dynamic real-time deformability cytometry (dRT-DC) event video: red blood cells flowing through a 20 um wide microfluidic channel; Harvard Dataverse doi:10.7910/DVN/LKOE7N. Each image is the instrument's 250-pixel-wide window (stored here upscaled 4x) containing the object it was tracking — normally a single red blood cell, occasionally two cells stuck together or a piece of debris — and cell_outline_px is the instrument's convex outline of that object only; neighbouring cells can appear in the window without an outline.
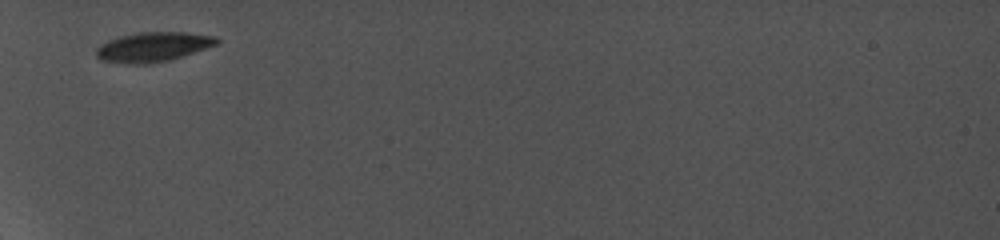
{"species": "common noctule bat (a hibernating species)", "species_latin": "Nyctalus noctula", "temperature_condition": "cold", "stored_images_in_passage": 19, "camera_frame_rate_fps": 5000, "um_per_image_px": 0.085, "animal": {"sex": "female", "body_mass_g": 19.0, "forearm_length_mm": 56.7}, "frame": {"image": 1, "passage_image": 1, "time_ms": 0.0, "image_size_px": [1000, 240], "cell_outline_px": [[220, 40], [216, 44], [184, 56], [168, 60], [148, 64], [128, 64], [100, 60], [96, 56], [96, 48], [100, 44], [108, 40], [120, 36], [140, 32], [184, 32], [216, 36]], "centroid_in_image_um": [12.98, 3.99], "position_along_channel_um": 72.0, "area_um2": 20.81}}
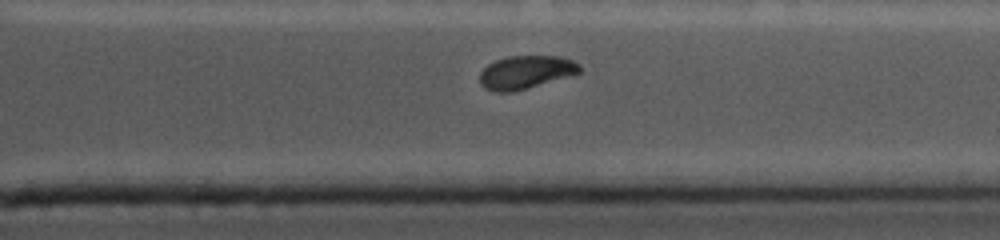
{"frame": {"image": 2, "passage_image": 15, "time_ms": 8.0, "image_size_px": [1000, 240], "cell_outline_px": [[580, 72], [576, 76], [512, 92], [496, 92], [484, 88], [480, 84], [480, 72], [488, 64], [496, 60], [508, 56], [560, 56], [572, 60], [580, 64]], "centroid_in_image_um": [44.74, 6.15], "position_along_channel_um": 366.7, "area_um2": 19.71}}
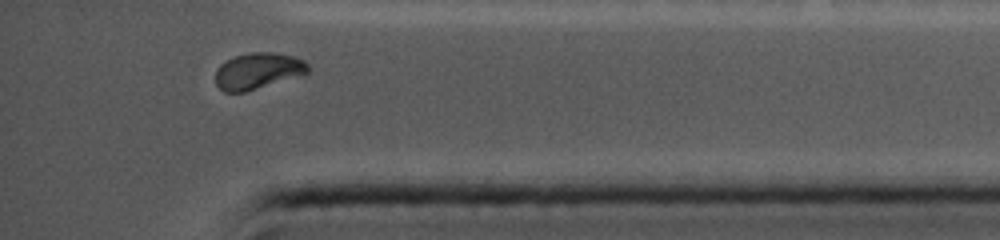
{"frame": {"image": 3, "passage_image": 18, "time_ms": 9.2, "image_size_px": [1000, 240], "cell_outline_px": [[308, 72], [304, 76], [244, 92], [224, 92], [216, 84], [216, 68], [220, 64], [236, 56], [252, 52], [272, 52], [296, 56], [304, 60], [308, 64]], "centroid_in_image_um": [21.97, 6.03], "position_along_channel_um": 413.2, "area_um2": 19.83}}